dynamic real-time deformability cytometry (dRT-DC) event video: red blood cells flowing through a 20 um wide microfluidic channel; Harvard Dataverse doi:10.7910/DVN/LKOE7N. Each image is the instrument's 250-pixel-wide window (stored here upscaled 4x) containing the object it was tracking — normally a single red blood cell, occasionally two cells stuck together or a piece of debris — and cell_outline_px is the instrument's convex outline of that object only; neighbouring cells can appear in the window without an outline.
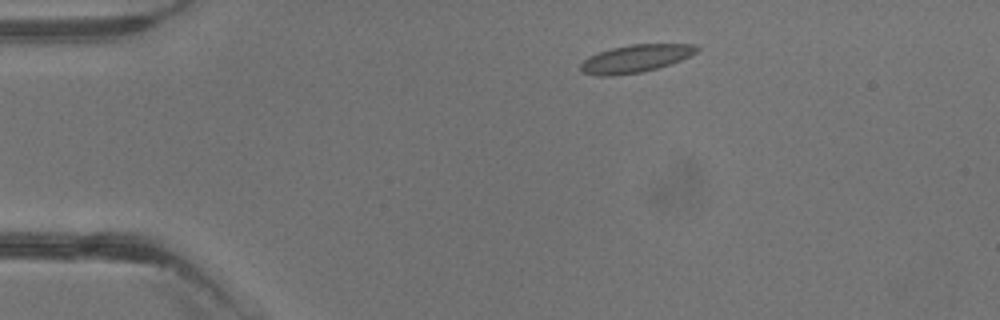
{"species": "common noctule bat (a hibernating species)", "species_latin": "Nyctalus noctula", "temperature_condition": "warm", "stored_images_in_passage": 3, "camera_frame_rate_fps": 3000, "um_per_image_px": 0.085, "animal": {"sex": "male", "body_mass_g": 13.3}, "frame": {"image": 1, "passage_image": 2, "time_ms": 1.333, "image_size_px": [1000, 320], "cell_outline_px": [[700, 48], [696, 52], [672, 64], [644, 72], [612, 76], [596, 76], [580, 72], [580, 64], [588, 56], [612, 48], [632, 44], [696, 44]], "centroid_in_image_um": [54.0, 4.99], "position_along_channel_um": 31.0, "area_um2": 18.9}}
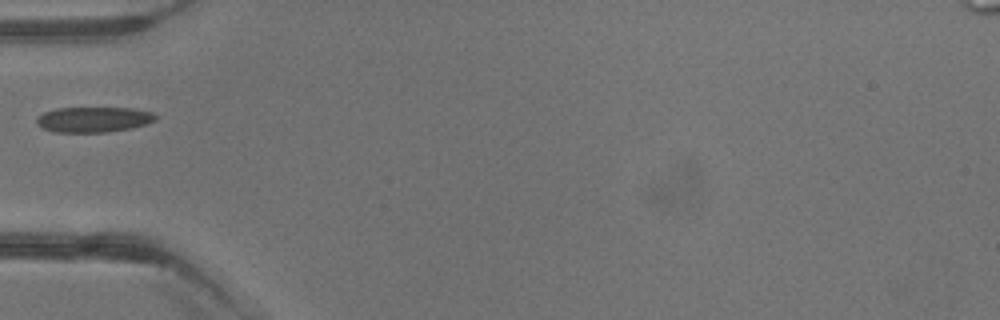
{"frame": {"image": 2, "passage_image": 3, "time_ms": 3.333, "image_size_px": [1000, 320], "cell_outline_px": [[156, 120], [148, 124], [132, 128], [108, 132], [56, 132], [44, 128], [36, 124], [36, 116], [44, 112], [56, 108], [132, 108], [152, 112], [156, 116]], "centroid_in_image_um": [7.96, 10.16], "position_along_channel_um": 77.0, "area_um2": 17.69}}